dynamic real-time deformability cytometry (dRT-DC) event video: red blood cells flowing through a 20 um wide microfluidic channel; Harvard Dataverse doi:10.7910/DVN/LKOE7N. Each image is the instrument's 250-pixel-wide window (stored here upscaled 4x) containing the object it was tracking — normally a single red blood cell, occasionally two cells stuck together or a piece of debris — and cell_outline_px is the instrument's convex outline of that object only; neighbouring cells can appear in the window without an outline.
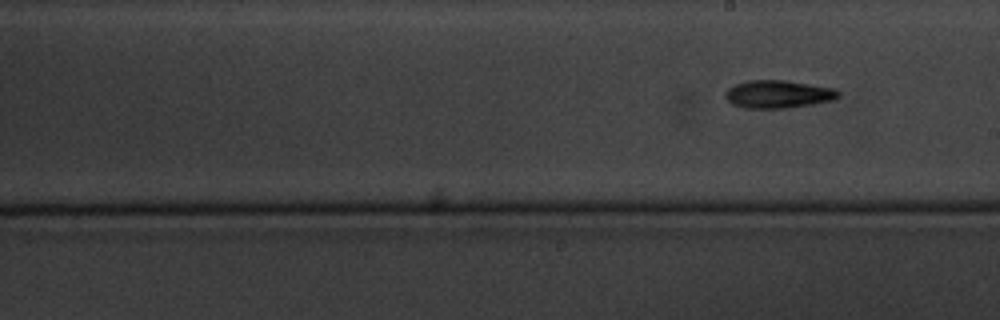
{"species": "common noctule bat (a hibernating species)", "species_latin": "Nyctalus noctula", "temperature_condition": "cold", "stored_images_in_passage": 6, "segment_of_instrument_passage": [2, 2], "camera_frame_rate_fps": 3000, "um_per_image_px": 0.085, "animal": {"sex": "male", "body_mass_g": 20.1, "forearm_length_mm": 53.5}, "frame": {"image": 1, "passage_image": 6, "time_ms": 6.667, "image_size_px": [1000, 320], "cell_outline_px": [[840, 96], [832, 100], [812, 104], [788, 108], [748, 108], [732, 104], [724, 96], [724, 92], [728, 88], [736, 84], [748, 80], [784, 80], [836, 88], [840, 92]], "centroid_in_image_um": [66.15, 8.0], "position_along_channel_um": 222.9, "area_um2": 18.38}}